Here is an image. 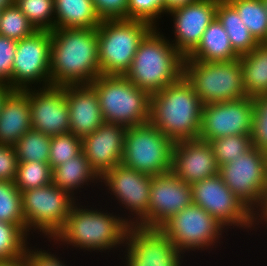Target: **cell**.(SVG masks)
<instances>
[{
  "label": "cell",
  "instance_id": "obj_20",
  "mask_svg": "<svg viewBox=\"0 0 267 266\" xmlns=\"http://www.w3.org/2000/svg\"><path fill=\"white\" fill-rule=\"evenodd\" d=\"M171 172L189 185L219 174L212 147L200 139L174 142Z\"/></svg>",
  "mask_w": 267,
  "mask_h": 266
},
{
  "label": "cell",
  "instance_id": "obj_18",
  "mask_svg": "<svg viewBox=\"0 0 267 266\" xmlns=\"http://www.w3.org/2000/svg\"><path fill=\"white\" fill-rule=\"evenodd\" d=\"M218 1L196 0L165 15L173 21L174 38L168 39L184 58L197 48L204 31L215 19Z\"/></svg>",
  "mask_w": 267,
  "mask_h": 266
},
{
  "label": "cell",
  "instance_id": "obj_2",
  "mask_svg": "<svg viewBox=\"0 0 267 266\" xmlns=\"http://www.w3.org/2000/svg\"><path fill=\"white\" fill-rule=\"evenodd\" d=\"M51 32V86L91 84L100 76L97 28Z\"/></svg>",
  "mask_w": 267,
  "mask_h": 266
},
{
  "label": "cell",
  "instance_id": "obj_5",
  "mask_svg": "<svg viewBox=\"0 0 267 266\" xmlns=\"http://www.w3.org/2000/svg\"><path fill=\"white\" fill-rule=\"evenodd\" d=\"M91 85L97 92L105 122L126 127L149 122L151 95L124 75H100Z\"/></svg>",
  "mask_w": 267,
  "mask_h": 266
},
{
  "label": "cell",
  "instance_id": "obj_44",
  "mask_svg": "<svg viewBox=\"0 0 267 266\" xmlns=\"http://www.w3.org/2000/svg\"><path fill=\"white\" fill-rule=\"evenodd\" d=\"M194 1L196 0H165V14L167 15L169 12L190 4Z\"/></svg>",
  "mask_w": 267,
  "mask_h": 266
},
{
  "label": "cell",
  "instance_id": "obj_47",
  "mask_svg": "<svg viewBox=\"0 0 267 266\" xmlns=\"http://www.w3.org/2000/svg\"><path fill=\"white\" fill-rule=\"evenodd\" d=\"M256 225H257L256 226L257 227V230L259 228H260V230H262L261 227L264 226L265 227V230L267 231V205H265L263 211L256 217Z\"/></svg>",
  "mask_w": 267,
  "mask_h": 266
},
{
  "label": "cell",
  "instance_id": "obj_33",
  "mask_svg": "<svg viewBox=\"0 0 267 266\" xmlns=\"http://www.w3.org/2000/svg\"><path fill=\"white\" fill-rule=\"evenodd\" d=\"M52 168L49 163L19 162L14 184L20 192L52 183Z\"/></svg>",
  "mask_w": 267,
  "mask_h": 266
},
{
  "label": "cell",
  "instance_id": "obj_9",
  "mask_svg": "<svg viewBox=\"0 0 267 266\" xmlns=\"http://www.w3.org/2000/svg\"><path fill=\"white\" fill-rule=\"evenodd\" d=\"M159 229L184 255L199 250L210 254L221 246L223 237L228 236L229 232L212 215L193 202L172 216Z\"/></svg>",
  "mask_w": 267,
  "mask_h": 266
},
{
  "label": "cell",
  "instance_id": "obj_39",
  "mask_svg": "<svg viewBox=\"0 0 267 266\" xmlns=\"http://www.w3.org/2000/svg\"><path fill=\"white\" fill-rule=\"evenodd\" d=\"M255 106L251 138L253 146L267 152V95L253 98Z\"/></svg>",
  "mask_w": 267,
  "mask_h": 266
},
{
  "label": "cell",
  "instance_id": "obj_32",
  "mask_svg": "<svg viewBox=\"0 0 267 266\" xmlns=\"http://www.w3.org/2000/svg\"><path fill=\"white\" fill-rule=\"evenodd\" d=\"M212 147L218 166L235 162L253 147L251 135H230L208 142Z\"/></svg>",
  "mask_w": 267,
  "mask_h": 266
},
{
  "label": "cell",
  "instance_id": "obj_46",
  "mask_svg": "<svg viewBox=\"0 0 267 266\" xmlns=\"http://www.w3.org/2000/svg\"><path fill=\"white\" fill-rule=\"evenodd\" d=\"M14 90L7 84L0 83V112L3 106L5 99L13 92Z\"/></svg>",
  "mask_w": 267,
  "mask_h": 266
},
{
  "label": "cell",
  "instance_id": "obj_45",
  "mask_svg": "<svg viewBox=\"0 0 267 266\" xmlns=\"http://www.w3.org/2000/svg\"><path fill=\"white\" fill-rule=\"evenodd\" d=\"M0 266H29L26 256L22 255L11 260H0Z\"/></svg>",
  "mask_w": 267,
  "mask_h": 266
},
{
  "label": "cell",
  "instance_id": "obj_43",
  "mask_svg": "<svg viewBox=\"0 0 267 266\" xmlns=\"http://www.w3.org/2000/svg\"><path fill=\"white\" fill-rule=\"evenodd\" d=\"M18 163L14 146L0 144V181L14 182Z\"/></svg>",
  "mask_w": 267,
  "mask_h": 266
},
{
  "label": "cell",
  "instance_id": "obj_42",
  "mask_svg": "<svg viewBox=\"0 0 267 266\" xmlns=\"http://www.w3.org/2000/svg\"><path fill=\"white\" fill-rule=\"evenodd\" d=\"M33 244L28 245L25 256L29 266H69L67 265V260H62V256L60 257L56 254V251L52 253L49 248L45 250L36 246H31ZM30 246V247H29ZM58 255V256H57Z\"/></svg>",
  "mask_w": 267,
  "mask_h": 266
},
{
  "label": "cell",
  "instance_id": "obj_49",
  "mask_svg": "<svg viewBox=\"0 0 267 266\" xmlns=\"http://www.w3.org/2000/svg\"><path fill=\"white\" fill-rule=\"evenodd\" d=\"M263 3H264V6H265V9H266V12H267V0H263Z\"/></svg>",
  "mask_w": 267,
  "mask_h": 266
},
{
  "label": "cell",
  "instance_id": "obj_14",
  "mask_svg": "<svg viewBox=\"0 0 267 266\" xmlns=\"http://www.w3.org/2000/svg\"><path fill=\"white\" fill-rule=\"evenodd\" d=\"M50 54V31L36 30L32 35L17 41L9 86L21 91L51 86Z\"/></svg>",
  "mask_w": 267,
  "mask_h": 266
},
{
  "label": "cell",
  "instance_id": "obj_3",
  "mask_svg": "<svg viewBox=\"0 0 267 266\" xmlns=\"http://www.w3.org/2000/svg\"><path fill=\"white\" fill-rule=\"evenodd\" d=\"M204 104L182 76L150 96L149 122L173 142L195 140Z\"/></svg>",
  "mask_w": 267,
  "mask_h": 266
},
{
  "label": "cell",
  "instance_id": "obj_27",
  "mask_svg": "<svg viewBox=\"0 0 267 266\" xmlns=\"http://www.w3.org/2000/svg\"><path fill=\"white\" fill-rule=\"evenodd\" d=\"M248 97L267 95V42L259 43L239 58Z\"/></svg>",
  "mask_w": 267,
  "mask_h": 266
},
{
  "label": "cell",
  "instance_id": "obj_41",
  "mask_svg": "<svg viewBox=\"0 0 267 266\" xmlns=\"http://www.w3.org/2000/svg\"><path fill=\"white\" fill-rule=\"evenodd\" d=\"M92 2L101 20L128 19L129 0H92Z\"/></svg>",
  "mask_w": 267,
  "mask_h": 266
},
{
  "label": "cell",
  "instance_id": "obj_13",
  "mask_svg": "<svg viewBox=\"0 0 267 266\" xmlns=\"http://www.w3.org/2000/svg\"><path fill=\"white\" fill-rule=\"evenodd\" d=\"M192 202L212 215L227 230L257 232L256 217L231 192L218 174L191 185ZM237 228V229H235Z\"/></svg>",
  "mask_w": 267,
  "mask_h": 266
},
{
  "label": "cell",
  "instance_id": "obj_22",
  "mask_svg": "<svg viewBox=\"0 0 267 266\" xmlns=\"http://www.w3.org/2000/svg\"><path fill=\"white\" fill-rule=\"evenodd\" d=\"M65 98L69 108L70 132L75 136L82 139L105 122L97 92L91 84L65 86Z\"/></svg>",
  "mask_w": 267,
  "mask_h": 266
},
{
  "label": "cell",
  "instance_id": "obj_38",
  "mask_svg": "<svg viewBox=\"0 0 267 266\" xmlns=\"http://www.w3.org/2000/svg\"><path fill=\"white\" fill-rule=\"evenodd\" d=\"M164 15L165 0H129L128 19L146 21L153 27H159Z\"/></svg>",
  "mask_w": 267,
  "mask_h": 266
},
{
  "label": "cell",
  "instance_id": "obj_34",
  "mask_svg": "<svg viewBox=\"0 0 267 266\" xmlns=\"http://www.w3.org/2000/svg\"><path fill=\"white\" fill-rule=\"evenodd\" d=\"M30 236L18 225L0 221V260L25 255Z\"/></svg>",
  "mask_w": 267,
  "mask_h": 266
},
{
  "label": "cell",
  "instance_id": "obj_12",
  "mask_svg": "<svg viewBox=\"0 0 267 266\" xmlns=\"http://www.w3.org/2000/svg\"><path fill=\"white\" fill-rule=\"evenodd\" d=\"M151 181V175L119 164L100 178L99 187L103 191L105 186L104 194L111 196V203L114 197L113 201L120 206L115 208L117 212L119 209L125 212L120 211L121 217L129 225H137L149 212Z\"/></svg>",
  "mask_w": 267,
  "mask_h": 266
},
{
  "label": "cell",
  "instance_id": "obj_23",
  "mask_svg": "<svg viewBox=\"0 0 267 266\" xmlns=\"http://www.w3.org/2000/svg\"><path fill=\"white\" fill-rule=\"evenodd\" d=\"M31 128L29 89L14 90L0 112V144L14 146Z\"/></svg>",
  "mask_w": 267,
  "mask_h": 266
},
{
  "label": "cell",
  "instance_id": "obj_24",
  "mask_svg": "<svg viewBox=\"0 0 267 266\" xmlns=\"http://www.w3.org/2000/svg\"><path fill=\"white\" fill-rule=\"evenodd\" d=\"M52 172V183L79 201L81 200L79 192H83L82 189L85 186L87 187L92 183L91 186L100 185V177L92 169L83 152L56 166Z\"/></svg>",
  "mask_w": 267,
  "mask_h": 266
},
{
  "label": "cell",
  "instance_id": "obj_10",
  "mask_svg": "<svg viewBox=\"0 0 267 266\" xmlns=\"http://www.w3.org/2000/svg\"><path fill=\"white\" fill-rule=\"evenodd\" d=\"M219 175L231 192L257 217L267 201V155L253 146L235 162L219 166Z\"/></svg>",
  "mask_w": 267,
  "mask_h": 266
},
{
  "label": "cell",
  "instance_id": "obj_19",
  "mask_svg": "<svg viewBox=\"0 0 267 266\" xmlns=\"http://www.w3.org/2000/svg\"><path fill=\"white\" fill-rule=\"evenodd\" d=\"M32 129L50 137L70 132L65 86L29 89Z\"/></svg>",
  "mask_w": 267,
  "mask_h": 266
},
{
  "label": "cell",
  "instance_id": "obj_7",
  "mask_svg": "<svg viewBox=\"0 0 267 266\" xmlns=\"http://www.w3.org/2000/svg\"><path fill=\"white\" fill-rule=\"evenodd\" d=\"M183 77L192 86L202 103H220L243 98L242 67L239 59L203 62L185 57Z\"/></svg>",
  "mask_w": 267,
  "mask_h": 266
},
{
  "label": "cell",
  "instance_id": "obj_8",
  "mask_svg": "<svg viewBox=\"0 0 267 266\" xmlns=\"http://www.w3.org/2000/svg\"><path fill=\"white\" fill-rule=\"evenodd\" d=\"M21 194L25 232L29 236L40 234L47 238L46 241L54 240L63 230L77 200L53 183L25 190Z\"/></svg>",
  "mask_w": 267,
  "mask_h": 266
},
{
  "label": "cell",
  "instance_id": "obj_17",
  "mask_svg": "<svg viewBox=\"0 0 267 266\" xmlns=\"http://www.w3.org/2000/svg\"><path fill=\"white\" fill-rule=\"evenodd\" d=\"M191 203V185L179 179L171 171L152 176L149 212L137 226L160 228Z\"/></svg>",
  "mask_w": 267,
  "mask_h": 266
},
{
  "label": "cell",
  "instance_id": "obj_6",
  "mask_svg": "<svg viewBox=\"0 0 267 266\" xmlns=\"http://www.w3.org/2000/svg\"><path fill=\"white\" fill-rule=\"evenodd\" d=\"M153 28L142 20H102L97 27L100 74L125 75L140 42Z\"/></svg>",
  "mask_w": 267,
  "mask_h": 266
},
{
  "label": "cell",
  "instance_id": "obj_26",
  "mask_svg": "<svg viewBox=\"0 0 267 266\" xmlns=\"http://www.w3.org/2000/svg\"><path fill=\"white\" fill-rule=\"evenodd\" d=\"M101 21L92 0H54V29L97 28Z\"/></svg>",
  "mask_w": 267,
  "mask_h": 266
},
{
  "label": "cell",
  "instance_id": "obj_21",
  "mask_svg": "<svg viewBox=\"0 0 267 266\" xmlns=\"http://www.w3.org/2000/svg\"><path fill=\"white\" fill-rule=\"evenodd\" d=\"M126 129L124 125L104 122L90 135L81 139L82 152L100 178L121 164Z\"/></svg>",
  "mask_w": 267,
  "mask_h": 266
},
{
  "label": "cell",
  "instance_id": "obj_29",
  "mask_svg": "<svg viewBox=\"0 0 267 266\" xmlns=\"http://www.w3.org/2000/svg\"><path fill=\"white\" fill-rule=\"evenodd\" d=\"M259 42H267V12L263 0H227Z\"/></svg>",
  "mask_w": 267,
  "mask_h": 266
},
{
  "label": "cell",
  "instance_id": "obj_37",
  "mask_svg": "<svg viewBox=\"0 0 267 266\" xmlns=\"http://www.w3.org/2000/svg\"><path fill=\"white\" fill-rule=\"evenodd\" d=\"M82 152V140L71 132L51 137L49 164L51 168L67 162Z\"/></svg>",
  "mask_w": 267,
  "mask_h": 266
},
{
  "label": "cell",
  "instance_id": "obj_15",
  "mask_svg": "<svg viewBox=\"0 0 267 266\" xmlns=\"http://www.w3.org/2000/svg\"><path fill=\"white\" fill-rule=\"evenodd\" d=\"M123 249L119 266H185L187 263L186 255L159 228L129 225Z\"/></svg>",
  "mask_w": 267,
  "mask_h": 266
},
{
  "label": "cell",
  "instance_id": "obj_31",
  "mask_svg": "<svg viewBox=\"0 0 267 266\" xmlns=\"http://www.w3.org/2000/svg\"><path fill=\"white\" fill-rule=\"evenodd\" d=\"M0 221L16 224L25 231L22 194L12 181H0Z\"/></svg>",
  "mask_w": 267,
  "mask_h": 266
},
{
  "label": "cell",
  "instance_id": "obj_28",
  "mask_svg": "<svg viewBox=\"0 0 267 266\" xmlns=\"http://www.w3.org/2000/svg\"><path fill=\"white\" fill-rule=\"evenodd\" d=\"M216 17L227 32L232 48L239 56L249 53L259 44L244 25L236 9L227 0L218 1Z\"/></svg>",
  "mask_w": 267,
  "mask_h": 266
},
{
  "label": "cell",
  "instance_id": "obj_1",
  "mask_svg": "<svg viewBox=\"0 0 267 266\" xmlns=\"http://www.w3.org/2000/svg\"><path fill=\"white\" fill-rule=\"evenodd\" d=\"M81 203L84 202L80 201L79 203L78 200L75 202L71 207L63 230L54 240L48 242L53 247L57 244L56 248L61 249L64 246L68 249L72 246L70 249L73 248L77 251L79 248V251H88L91 254L93 251L96 253H106L107 251L108 255V252H114L115 250L122 252L129 224L121 217L119 212L118 214L109 212L107 207L105 210L98 204L97 206H100V208H96L94 203L92 205L87 204V206Z\"/></svg>",
  "mask_w": 267,
  "mask_h": 266
},
{
  "label": "cell",
  "instance_id": "obj_11",
  "mask_svg": "<svg viewBox=\"0 0 267 266\" xmlns=\"http://www.w3.org/2000/svg\"><path fill=\"white\" fill-rule=\"evenodd\" d=\"M174 142L150 122L127 127L121 164L147 175L171 171Z\"/></svg>",
  "mask_w": 267,
  "mask_h": 266
},
{
  "label": "cell",
  "instance_id": "obj_48",
  "mask_svg": "<svg viewBox=\"0 0 267 266\" xmlns=\"http://www.w3.org/2000/svg\"><path fill=\"white\" fill-rule=\"evenodd\" d=\"M15 4V0H0V10Z\"/></svg>",
  "mask_w": 267,
  "mask_h": 266
},
{
  "label": "cell",
  "instance_id": "obj_36",
  "mask_svg": "<svg viewBox=\"0 0 267 266\" xmlns=\"http://www.w3.org/2000/svg\"><path fill=\"white\" fill-rule=\"evenodd\" d=\"M36 30L54 29V0H15Z\"/></svg>",
  "mask_w": 267,
  "mask_h": 266
},
{
  "label": "cell",
  "instance_id": "obj_30",
  "mask_svg": "<svg viewBox=\"0 0 267 266\" xmlns=\"http://www.w3.org/2000/svg\"><path fill=\"white\" fill-rule=\"evenodd\" d=\"M51 137L30 129L14 145L18 162L49 163Z\"/></svg>",
  "mask_w": 267,
  "mask_h": 266
},
{
  "label": "cell",
  "instance_id": "obj_4",
  "mask_svg": "<svg viewBox=\"0 0 267 266\" xmlns=\"http://www.w3.org/2000/svg\"><path fill=\"white\" fill-rule=\"evenodd\" d=\"M160 30V31H159ZM160 27H154L140 42L125 77L150 95L177 82L183 76L184 57Z\"/></svg>",
  "mask_w": 267,
  "mask_h": 266
},
{
  "label": "cell",
  "instance_id": "obj_35",
  "mask_svg": "<svg viewBox=\"0 0 267 266\" xmlns=\"http://www.w3.org/2000/svg\"><path fill=\"white\" fill-rule=\"evenodd\" d=\"M35 31L34 26L16 4L1 10L0 35L19 41Z\"/></svg>",
  "mask_w": 267,
  "mask_h": 266
},
{
  "label": "cell",
  "instance_id": "obj_40",
  "mask_svg": "<svg viewBox=\"0 0 267 266\" xmlns=\"http://www.w3.org/2000/svg\"><path fill=\"white\" fill-rule=\"evenodd\" d=\"M17 41L0 35V83L7 84L12 78V67Z\"/></svg>",
  "mask_w": 267,
  "mask_h": 266
},
{
  "label": "cell",
  "instance_id": "obj_25",
  "mask_svg": "<svg viewBox=\"0 0 267 266\" xmlns=\"http://www.w3.org/2000/svg\"><path fill=\"white\" fill-rule=\"evenodd\" d=\"M203 62L232 61L240 56L231 46L229 36L217 17L203 33L197 48L187 57Z\"/></svg>",
  "mask_w": 267,
  "mask_h": 266
},
{
  "label": "cell",
  "instance_id": "obj_16",
  "mask_svg": "<svg viewBox=\"0 0 267 266\" xmlns=\"http://www.w3.org/2000/svg\"><path fill=\"white\" fill-rule=\"evenodd\" d=\"M254 111L253 98L248 96L205 104L198 139L209 142L218 137L251 135Z\"/></svg>",
  "mask_w": 267,
  "mask_h": 266
}]
</instances>
